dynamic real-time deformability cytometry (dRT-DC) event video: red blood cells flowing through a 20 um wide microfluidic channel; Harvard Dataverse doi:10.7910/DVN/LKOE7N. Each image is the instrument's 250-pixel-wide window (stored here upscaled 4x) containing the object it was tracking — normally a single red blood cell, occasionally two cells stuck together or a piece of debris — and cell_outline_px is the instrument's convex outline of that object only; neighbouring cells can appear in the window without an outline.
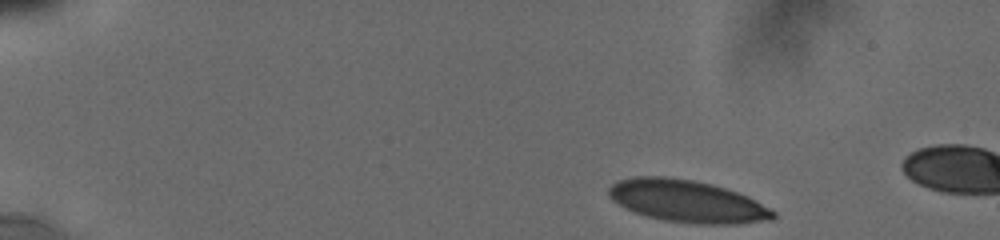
{"species": "human", "species_latin": "Homo sapiens", "temperature_condition": "cold", "stored_images_in_passage": 14, "camera_frame_rate_fps": 3000, "um_per_image_px": 0.085, "donor": {"sex": "male"}, "frame": {"image": 1, "passage_image": 1, "time_ms": 0.0, "image_size_px": [1000, 240], "cell_outline_px": [[776, 216], [772, 220], [736, 224], [696, 224], [664, 220], [648, 216], [636, 212], [612, 200], [608, 196], [608, 188], [616, 180], [632, 176], [664, 176], [692, 180], [712, 184], [748, 196], [772, 208], [776, 212]], "centroid_in_image_um": [58.43, 17.1], "position_along_channel_um": 26.6, "area_um2": 40.58}}